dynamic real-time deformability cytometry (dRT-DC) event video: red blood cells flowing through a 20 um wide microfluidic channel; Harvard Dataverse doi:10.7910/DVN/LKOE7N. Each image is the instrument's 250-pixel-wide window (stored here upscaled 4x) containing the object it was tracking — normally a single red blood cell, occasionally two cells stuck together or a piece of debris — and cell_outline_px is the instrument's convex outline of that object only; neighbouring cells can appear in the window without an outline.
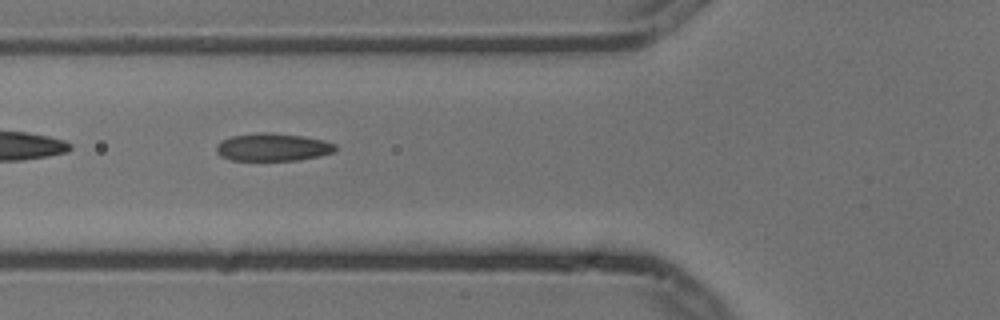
{"species": "common noctule bat (a hibernating species)", "species_latin": "Nyctalus noctula", "temperature_condition": "cold", "stored_images_in_passage": 14, "camera_frame_rate_fps": 3000, "um_per_image_px": 0.085, "animal": {"sex": "male", "body_mass_g": 13.3}, "frame": {"image": 1, "passage_image": 5, "time_ms": 1.333, "image_size_px": [1000, 320], "cell_outline_px": [[336, 148], [332, 152], [320, 156], [296, 160], [232, 160], [220, 156], [216, 152], [216, 148], [224, 140], [232, 136], [256, 132], [268, 132], [304, 136], [324, 140], [336, 144]], "centroid_in_image_um": [23.2, 12.5], "position_along_channel_um": 102.6, "area_um2": 19.13}}
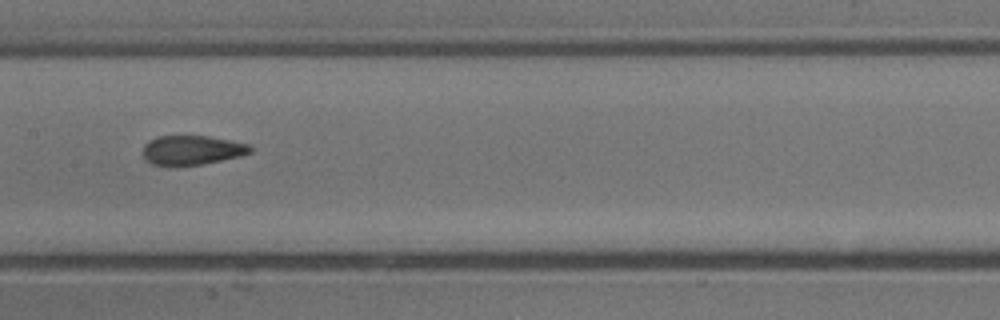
{"frame": {"image": 2, "passage_image": 7, "time_ms": 2.0, "image_size_px": [1000, 320], "cell_outline_px": [[252, 152], [240, 156], [204, 164], [152, 164], [144, 160], [144, 144], [148, 140], [156, 136], [208, 136], [252, 144]], "centroid_in_image_um": [16.35, 12.73], "position_along_channel_um": 191.0, "area_um2": 18.26}}
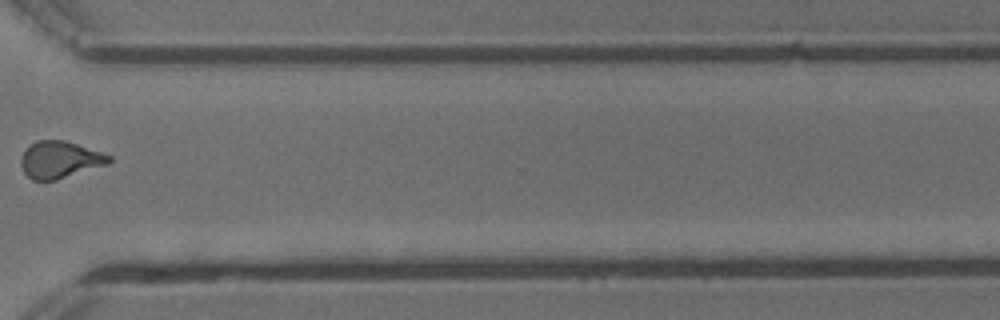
{"frame": {"image": 3, "passage_image": 11, "time_ms": 3.333, "image_size_px": [1000, 320], "cell_outline_px": [[112, 160], [108, 164], [56, 180], [32, 180], [24, 172], [20, 164], [20, 160], [28, 144], [36, 140], [64, 140], [104, 152], [112, 156]], "centroid_in_image_um": [5.1, 13.56], "position_along_channel_um": 365.5, "area_um2": 19.13}}